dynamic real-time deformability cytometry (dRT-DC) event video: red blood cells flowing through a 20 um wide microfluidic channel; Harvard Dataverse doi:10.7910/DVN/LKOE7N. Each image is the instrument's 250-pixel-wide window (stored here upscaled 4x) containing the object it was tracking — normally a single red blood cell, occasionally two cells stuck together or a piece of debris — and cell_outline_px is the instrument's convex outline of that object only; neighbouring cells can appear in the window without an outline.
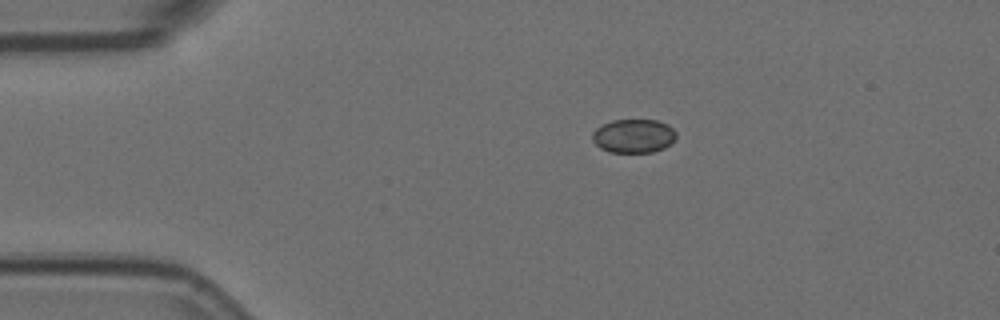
{"species": "Egyptian fruit bat (a non-hibernating species)", "species_latin": "Rousettus aegyptiacus", "temperature_condition": "room temperature", "stored_images_in_passage": 3, "camera_frame_rate_fps": 3000, "um_per_image_px": 0.085, "animal": {"sex": "female"}, "frame": {"image": 1, "passage_image": 1, "time_ms": 0.0, "image_size_px": [1000, 320], "cell_outline_px": [[676, 140], [664, 148], [652, 152], [608, 152], [600, 148], [592, 140], [592, 132], [596, 128], [612, 120], [656, 120], [668, 124], [676, 132]], "centroid_in_image_um": [53.86, 11.56], "position_along_channel_um": 31.1, "area_um2": 16.59}}
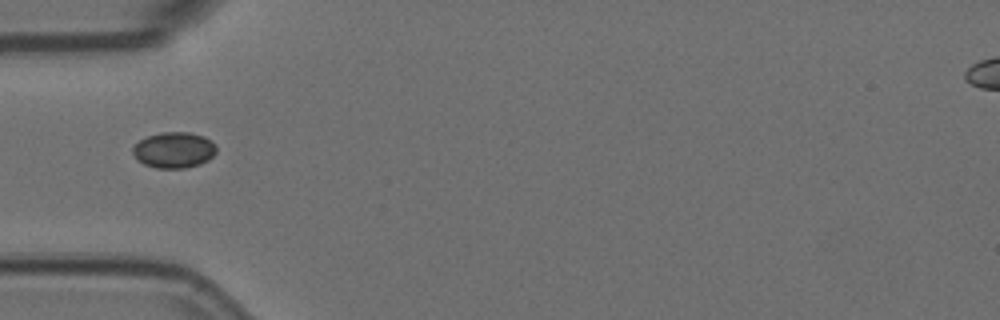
{"frame": {"image": 2, "passage_image": 3, "time_ms": 0.667, "image_size_px": [1000, 320], "cell_outline_px": [[216, 152], [208, 160], [200, 164], [184, 168], [156, 168], [144, 164], [136, 160], [132, 152], [132, 148], [140, 140], [148, 136], [160, 132], [188, 132], [204, 136], [212, 140], [216, 144]], "centroid_in_image_um": [14.79, 12.75], "position_along_channel_um": 70.2, "area_um2": 17.63}}